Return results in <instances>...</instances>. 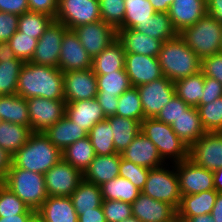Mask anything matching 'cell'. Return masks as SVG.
<instances>
[{
	"label": "cell",
	"mask_w": 222,
	"mask_h": 222,
	"mask_svg": "<svg viewBox=\"0 0 222 222\" xmlns=\"http://www.w3.org/2000/svg\"><path fill=\"white\" fill-rule=\"evenodd\" d=\"M30 222H41L38 216L36 215Z\"/></svg>",
	"instance_id": "66"
},
{
	"label": "cell",
	"mask_w": 222,
	"mask_h": 222,
	"mask_svg": "<svg viewBox=\"0 0 222 222\" xmlns=\"http://www.w3.org/2000/svg\"><path fill=\"white\" fill-rule=\"evenodd\" d=\"M44 134L61 152L70 144L88 136V132L72 122L67 116L62 117Z\"/></svg>",
	"instance_id": "27"
},
{
	"label": "cell",
	"mask_w": 222,
	"mask_h": 222,
	"mask_svg": "<svg viewBox=\"0 0 222 222\" xmlns=\"http://www.w3.org/2000/svg\"><path fill=\"white\" fill-rule=\"evenodd\" d=\"M110 122L105 119L96 123L88 133L96 155H111L117 153L113 142V132Z\"/></svg>",
	"instance_id": "40"
},
{
	"label": "cell",
	"mask_w": 222,
	"mask_h": 222,
	"mask_svg": "<svg viewBox=\"0 0 222 222\" xmlns=\"http://www.w3.org/2000/svg\"><path fill=\"white\" fill-rule=\"evenodd\" d=\"M48 196L70 197L83 180V173L61 158L45 174Z\"/></svg>",
	"instance_id": "10"
},
{
	"label": "cell",
	"mask_w": 222,
	"mask_h": 222,
	"mask_svg": "<svg viewBox=\"0 0 222 222\" xmlns=\"http://www.w3.org/2000/svg\"><path fill=\"white\" fill-rule=\"evenodd\" d=\"M171 127L188 147L206 133L197 107L190 106L186 109L182 115L171 123Z\"/></svg>",
	"instance_id": "29"
},
{
	"label": "cell",
	"mask_w": 222,
	"mask_h": 222,
	"mask_svg": "<svg viewBox=\"0 0 222 222\" xmlns=\"http://www.w3.org/2000/svg\"><path fill=\"white\" fill-rule=\"evenodd\" d=\"M97 95L119 97L131 87L129 77L125 70L108 72L104 75H96Z\"/></svg>",
	"instance_id": "39"
},
{
	"label": "cell",
	"mask_w": 222,
	"mask_h": 222,
	"mask_svg": "<svg viewBox=\"0 0 222 222\" xmlns=\"http://www.w3.org/2000/svg\"><path fill=\"white\" fill-rule=\"evenodd\" d=\"M202 125L206 132H219L222 128V97L205 105L197 106Z\"/></svg>",
	"instance_id": "45"
},
{
	"label": "cell",
	"mask_w": 222,
	"mask_h": 222,
	"mask_svg": "<svg viewBox=\"0 0 222 222\" xmlns=\"http://www.w3.org/2000/svg\"><path fill=\"white\" fill-rule=\"evenodd\" d=\"M115 115L142 122L145 117L137 87L131 86L119 96Z\"/></svg>",
	"instance_id": "43"
},
{
	"label": "cell",
	"mask_w": 222,
	"mask_h": 222,
	"mask_svg": "<svg viewBox=\"0 0 222 222\" xmlns=\"http://www.w3.org/2000/svg\"><path fill=\"white\" fill-rule=\"evenodd\" d=\"M206 11L222 24V0H206Z\"/></svg>",
	"instance_id": "58"
},
{
	"label": "cell",
	"mask_w": 222,
	"mask_h": 222,
	"mask_svg": "<svg viewBox=\"0 0 222 222\" xmlns=\"http://www.w3.org/2000/svg\"><path fill=\"white\" fill-rule=\"evenodd\" d=\"M19 16L0 11V46L3 48L18 29Z\"/></svg>",
	"instance_id": "52"
},
{
	"label": "cell",
	"mask_w": 222,
	"mask_h": 222,
	"mask_svg": "<svg viewBox=\"0 0 222 222\" xmlns=\"http://www.w3.org/2000/svg\"><path fill=\"white\" fill-rule=\"evenodd\" d=\"M36 215L41 222H78V214L70 197L48 196Z\"/></svg>",
	"instance_id": "25"
},
{
	"label": "cell",
	"mask_w": 222,
	"mask_h": 222,
	"mask_svg": "<svg viewBox=\"0 0 222 222\" xmlns=\"http://www.w3.org/2000/svg\"><path fill=\"white\" fill-rule=\"evenodd\" d=\"M62 158V152L44 133H32L28 141L12 156V163L25 170L45 174Z\"/></svg>",
	"instance_id": "3"
},
{
	"label": "cell",
	"mask_w": 222,
	"mask_h": 222,
	"mask_svg": "<svg viewBox=\"0 0 222 222\" xmlns=\"http://www.w3.org/2000/svg\"><path fill=\"white\" fill-rule=\"evenodd\" d=\"M125 71L131 86L138 87L163 77L158 57L136 53L125 54Z\"/></svg>",
	"instance_id": "17"
},
{
	"label": "cell",
	"mask_w": 222,
	"mask_h": 222,
	"mask_svg": "<svg viewBox=\"0 0 222 222\" xmlns=\"http://www.w3.org/2000/svg\"><path fill=\"white\" fill-rule=\"evenodd\" d=\"M32 133L30 126L2 121L0 147L13 156L28 141Z\"/></svg>",
	"instance_id": "34"
},
{
	"label": "cell",
	"mask_w": 222,
	"mask_h": 222,
	"mask_svg": "<svg viewBox=\"0 0 222 222\" xmlns=\"http://www.w3.org/2000/svg\"><path fill=\"white\" fill-rule=\"evenodd\" d=\"M92 68V58L88 55L73 30H67L61 44L58 69L64 72Z\"/></svg>",
	"instance_id": "18"
},
{
	"label": "cell",
	"mask_w": 222,
	"mask_h": 222,
	"mask_svg": "<svg viewBox=\"0 0 222 222\" xmlns=\"http://www.w3.org/2000/svg\"><path fill=\"white\" fill-rule=\"evenodd\" d=\"M0 11L20 16L30 11L28 0H0Z\"/></svg>",
	"instance_id": "55"
},
{
	"label": "cell",
	"mask_w": 222,
	"mask_h": 222,
	"mask_svg": "<svg viewBox=\"0 0 222 222\" xmlns=\"http://www.w3.org/2000/svg\"><path fill=\"white\" fill-rule=\"evenodd\" d=\"M78 222H107L102 206L91 209L89 211H82L78 215Z\"/></svg>",
	"instance_id": "57"
},
{
	"label": "cell",
	"mask_w": 222,
	"mask_h": 222,
	"mask_svg": "<svg viewBox=\"0 0 222 222\" xmlns=\"http://www.w3.org/2000/svg\"><path fill=\"white\" fill-rule=\"evenodd\" d=\"M31 12L43 13L55 19L58 9V0H28Z\"/></svg>",
	"instance_id": "54"
},
{
	"label": "cell",
	"mask_w": 222,
	"mask_h": 222,
	"mask_svg": "<svg viewBox=\"0 0 222 222\" xmlns=\"http://www.w3.org/2000/svg\"><path fill=\"white\" fill-rule=\"evenodd\" d=\"M119 97H109L104 95H96V100L101 106L106 117L116 114Z\"/></svg>",
	"instance_id": "56"
},
{
	"label": "cell",
	"mask_w": 222,
	"mask_h": 222,
	"mask_svg": "<svg viewBox=\"0 0 222 222\" xmlns=\"http://www.w3.org/2000/svg\"><path fill=\"white\" fill-rule=\"evenodd\" d=\"M24 62L13 55L0 52V94H16L18 77Z\"/></svg>",
	"instance_id": "31"
},
{
	"label": "cell",
	"mask_w": 222,
	"mask_h": 222,
	"mask_svg": "<svg viewBox=\"0 0 222 222\" xmlns=\"http://www.w3.org/2000/svg\"><path fill=\"white\" fill-rule=\"evenodd\" d=\"M200 71L222 84V52L201 59Z\"/></svg>",
	"instance_id": "51"
},
{
	"label": "cell",
	"mask_w": 222,
	"mask_h": 222,
	"mask_svg": "<svg viewBox=\"0 0 222 222\" xmlns=\"http://www.w3.org/2000/svg\"><path fill=\"white\" fill-rule=\"evenodd\" d=\"M121 222H141V221L137 217L132 216L130 218L124 219Z\"/></svg>",
	"instance_id": "65"
},
{
	"label": "cell",
	"mask_w": 222,
	"mask_h": 222,
	"mask_svg": "<svg viewBox=\"0 0 222 222\" xmlns=\"http://www.w3.org/2000/svg\"><path fill=\"white\" fill-rule=\"evenodd\" d=\"M66 103L96 98L98 87L92 68L63 73Z\"/></svg>",
	"instance_id": "16"
},
{
	"label": "cell",
	"mask_w": 222,
	"mask_h": 222,
	"mask_svg": "<svg viewBox=\"0 0 222 222\" xmlns=\"http://www.w3.org/2000/svg\"><path fill=\"white\" fill-rule=\"evenodd\" d=\"M0 117L2 121L30 126L27 100L17 94L0 95Z\"/></svg>",
	"instance_id": "32"
},
{
	"label": "cell",
	"mask_w": 222,
	"mask_h": 222,
	"mask_svg": "<svg viewBox=\"0 0 222 222\" xmlns=\"http://www.w3.org/2000/svg\"><path fill=\"white\" fill-rule=\"evenodd\" d=\"M120 154L122 158L149 169L158 168L167 163L160 156L154 143L141 131Z\"/></svg>",
	"instance_id": "20"
},
{
	"label": "cell",
	"mask_w": 222,
	"mask_h": 222,
	"mask_svg": "<svg viewBox=\"0 0 222 222\" xmlns=\"http://www.w3.org/2000/svg\"><path fill=\"white\" fill-rule=\"evenodd\" d=\"M189 107L190 106L180 97L174 95L170 101L159 111L155 119L171 125V123L180 115H182L183 112Z\"/></svg>",
	"instance_id": "50"
},
{
	"label": "cell",
	"mask_w": 222,
	"mask_h": 222,
	"mask_svg": "<svg viewBox=\"0 0 222 222\" xmlns=\"http://www.w3.org/2000/svg\"><path fill=\"white\" fill-rule=\"evenodd\" d=\"M102 208L107 222H121L133 216L130 203L119 200H104Z\"/></svg>",
	"instance_id": "49"
},
{
	"label": "cell",
	"mask_w": 222,
	"mask_h": 222,
	"mask_svg": "<svg viewBox=\"0 0 222 222\" xmlns=\"http://www.w3.org/2000/svg\"><path fill=\"white\" fill-rule=\"evenodd\" d=\"M178 35L200 59L221 52L222 24L207 13Z\"/></svg>",
	"instance_id": "4"
},
{
	"label": "cell",
	"mask_w": 222,
	"mask_h": 222,
	"mask_svg": "<svg viewBox=\"0 0 222 222\" xmlns=\"http://www.w3.org/2000/svg\"><path fill=\"white\" fill-rule=\"evenodd\" d=\"M214 189L222 192V167L213 171Z\"/></svg>",
	"instance_id": "63"
},
{
	"label": "cell",
	"mask_w": 222,
	"mask_h": 222,
	"mask_svg": "<svg viewBox=\"0 0 222 222\" xmlns=\"http://www.w3.org/2000/svg\"><path fill=\"white\" fill-rule=\"evenodd\" d=\"M171 222H183V221L177 217V218H175V219H174L173 221H171Z\"/></svg>",
	"instance_id": "67"
},
{
	"label": "cell",
	"mask_w": 222,
	"mask_h": 222,
	"mask_svg": "<svg viewBox=\"0 0 222 222\" xmlns=\"http://www.w3.org/2000/svg\"><path fill=\"white\" fill-rule=\"evenodd\" d=\"M72 30L92 59L117 38V30L102 20Z\"/></svg>",
	"instance_id": "15"
},
{
	"label": "cell",
	"mask_w": 222,
	"mask_h": 222,
	"mask_svg": "<svg viewBox=\"0 0 222 222\" xmlns=\"http://www.w3.org/2000/svg\"><path fill=\"white\" fill-rule=\"evenodd\" d=\"M101 20L116 30L123 24L125 16L124 0H99Z\"/></svg>",
	"instance_id": "47"
},
{
	"label": "cell",
	"mask_w": 222,
	"mask_h": 222,
	"mask_svg": "<svg viewBox=\"0 0 222 222\" xmlns=\"http://www.w3.org/2000/svg\"><path fill=\"white\" fill-rule=\"evenodd\" d=\"M30 129L34 133H44L65 116L66 101L42 97L27 99Z\"/></svg>",
	"instance_id": "9"
},
{
	"label": "cell",
	"mask_w": 222,
	"mask_h": 222,
	"mask_svg": "<svg viewBox=\"0 0 222 222\" xmlns=\"http://www.w3.org/2000/svg\"><path fill=\"white\" fill-rule=\"evenodd\" d=\"M56 21L69 30L101 20L99 0H58Z\"/></svg>",
	"instance_id": "8"
},
{
	"label": "cell",
	"mask_w": 222,
	"mask_h": 222,
	"mask_svg": "<svg viewBox=\"0 0 222 222\" xmlns=\"http://www.w3.org/2000/svg\"><path fill=\"white\" fill-rule=\"evenodd\" d=\"M121 154L96 155L89 167L83 173V179L87 182L102 185L119 176Z\"/></svg>",
	"instance_id": "24"
},
{
	"label": "cell",
	"mask_w": 222,
	"mask_h": 222,
	"mask_svg": "<svg viewBox=\"0 0 222 222\" xmlns=\"http://www.w3.org/2000/svg\"><path fill=\"white\" fill-rule=\"evenodd\" d=\"M140 131L154 143L165 162L171 159L173 164L188 159V145L177 136L170 124L144 118Z\"/></svg>",
	"instance_id": "6"
},
{
	"label": "cell",
	"mask_w": 222,
	"mask_h": 222,
	"mask_svg": "<svg viewBox=\"0 0 222 222\" xmlns=\"http://www.w3.org/2000/svg\"><path fill=\"white\" fill-rule=\"evenodd\" d=\"M37 42L38 39L17 30L2 49L25 63L32 59Z\"/></svg>",
	"instance_id": "42"
},
{
	"label": "cell",
	"mask_w": 222,
	"mask_h": 222,
	"mask_svg": "<svg viewBox=\"0 0 222 222\" xmlns=\"http://www.w3.org/2000/svg\"><path fill=\"white\" fill-rule=\"evenodd\" d=\"M149 170V168L136 165L133 162L121 157L119 176L128 179L140 191H142L145 186Z\"/></svg>",
	"instance_id": "48"
},
{
	"label": "cell",
	"mask_w": 222,
	"mask_h": 222,
	"mask_svg": "<svg viewBox=\"0 0 222 222\" xmlns=\"http://www.w3.org/2000/svg\"><path fill=\"white\" fill-rule=\"evenodd\" d=\"M172 167L170 170V167L167 168L164 164L158 168L150 169L141 192L155 200L167 202L178 209L182 195L175 164Z\"/></svg>",
	"instance_id": "7"
},
{
	"label": "cell",
	"mask_w": 222,
	"mask_h": 222,
	"mask_svg": "<svg viewBox=\"0 0 222 222\" xmlns=\"http://www.w3.org/2000/svg\"><path fill=\"white\" fill-rule=\"evenodd\" d=\"M125 54L121 41L116 38L92 59V70L96 75L125 70Z\"/></svg>",
	"instance_id": "28"
},
{
	"label": "cell",
	"mask_w": 222,
	"mask_h": 222,
	"mask_svg": "<svg viewBox=\"0 0 222 222\" xmlns=\"http://www.w3.org/2000/svg\"><path fill=\"white\" fill-rule=\"evenodd\" d=\"M16 94L26 100L32 97L64 100L63 72L58 68L25 62L18 77Z\"/></svg>",
	"instance_id": "1"
},
{
	"label": "cell",
	"mask_w": 222,
	"mask_h": 222,
	"mask_svg": "<svg viewBox=\"0 0 222 222\" xmlns=\"http://www.w3.org/2000/svg\"><path fill=\"white\" fill-rule=\"evenodd\" d=\"M54 19L38 12H25L19 16L18 31L39 39Z\"/></svg>",
	"instance_id": "44"
},
{
	"label": "cell",
	"mask_w": 222,
	"mask_h": 222,
	"mask_svg": "<svg viewBox=\"0 0 222 222\" xmlns=\"http://www.w3.org/2000/svg\"><path fill=\"white\" fill-rule=\"evenodd\" d=\"M215 189L192 195H182L177 217L183 222L188 217L210 214L217 197Z\"/></svg>",
	"instance_id": "26"
},
{
	"label": "cell",
	"mask_w": 222,
	"mask_h": 222,
	"mask_svg": "<svg viewBox=\"0 0 222 222\" xmlns=\"http://www.w3.org/2000/svg\"><path fill=\"white\" fill-rule=\"evenodd\" d=\"M117 38L126 53L143 54L158 57L164 41L148 36L130 28H118Z\"/></svg>",
	"instance_id": "23"
},
{
	"label": "cell",
	"mask_w": 222,
	"mask_h": 222,
	"mask_svg": "<svg viewBox=\"0 0 222 222\" xmlns=\"http://www.w3.org/2000/svg\"><path fill=\"white\" fill-rule=\"evenodd\" d=\"M95 156V150L88 136L70 144L62 151V158L82 173L89 167Z\"/></svg>",
	"instance_id": "37"
},
{
	"label": "cell",
	"mask_w": 222,
	"mask_h": 222,
	"mask_svg": "<svg viewBox=\"0 0 222 222\" xmlns=\"http://www.w3.org/2000/svg\"><path fill=\"white\" fill-rule=\"evenodd\" d=\"M206 13V0H174L169 7L168 16L179 33L185 27L194 25Z\"/></svg>",
	"instance_id": "21"
},
{
	"label": "cell",
	"mask_w": 222,
	"mask_h": 222,
	"mask_svg": "<svg viewBox=\"0 0 222 222\" xmlns=\"http://www.w3.org/2000/svg\"><path fill=\"white\" fill-rule=\"evenodd\" d=\"M131 207L133 216L141 222H171L177 218V209L174 206L155 200L142 192Z\"/></svg>",
	"instance_id": "19"
},
{
	"label": "cell",
	"mask_w": 222,
	"mask_h": 222,
	"mask_svg": "<svg viewBox=\"0 0 222 222\" xmlns=\"http://www.w3.org/2000/svg\"><path fill=\"white\" fill-rule=\"evenodd\" d=\"M175 95L180 97L191 107H197L202 98L204 90V75L198 73L179 79L174 82Z\"/></svg>",
	"instance_id": "38"
},
{
	"label": "cell",
	"mask_w": 222,
	"mask_h": 222,
	"mask_svg": "<svg viewBox=\"0 0 222 222\" xmlns=\"http://www.w3.org/2000/svg\"><path fill=\"white\" fill-rule=\"evenodd\" d=\"M188 158L207 170L222 167V135L219 132H206L188 149Z\"/></svg>",
	"instance_id": "12"
},
{
	"label": "cell",
	"mask_w": 222,
	"mask_h": 222,
	"mask_svg": "<svg viewBox=\"0 0 222 222\" xmlns=\"http://www.w3.org/2000/svg\"><path fill=\"white\" fill-rule=\"evenodd\" d=\"M67 30L68 28L64 24L53 20L38 39L30 61L37 65L58 68L61 44Z\"/></svg>",
	"instance_id": "11"
},
{
	"label": "cell",
	"mask_w": 222,
	"mask_h": 222,
	"mask_svg": "<svg viewBox=\"0 0 222 222\" xmlns=\"http://www.w3.org/2000/svg\"><path fill=\"white\" fill-rule=\"evenodd\" d=\"M173 164L176 167L181 195L214 189L213 171L198 166L189 158Z\"/></svg>",
	"instance_id": "13"
},
{
	"label": "cell",
	"mask_w": 222,
	"mask_h": 222,
	"mask_svg": "<svg viewBox=\"0 0 222 222\" xmlns=\"http://www.w3.org/2000/svg\"><path fill=\"white\" fill-rule=\"evenodd\" d=\"M210 215L215 219V222H222V192L217 193L216 201Z\"/></svg>",
	"instance_id": "61"
},
{
	"label": "cell",
	"mask_w": 222,
	"mask_h": 222,
	"mask_svg": "<svg viewBox=\"0 0 222 222\" xmlns=\"http://www.w3.org/2000/svg\"><path fill=\"white\" fill-rule=\"evenodd\" d=\"M125 16L119 28L133 29L156 13L149 0H124Z\"/></svg>",
	"instance_id": "41"
},
{
	"label": "cell",
	"mask_w": 222,
	"mask_h": 222,
	"mask_svg": "<svg viewBox=\"0 0 222 222\" xmlns=\"http://www.w3.org/2000/svg\"><path fill=\"white\" fill-rule=\"evenodd\" d=\"M145 118H155L175 95L174 82L165 76L137 87Z\"/></svg>",
	"instance_id": "14"
},
{
	"label": "cell",
	"mask_w": 222,
	"mask_h": 222,
	"mask_svg": "<svg viewBox=\"0 0 222 222\" xmlns=\"http://www.w3.org/2000/svg\"><path fill=\"white\" fill-rule=\"evenodd\" d=\"M12 166V155L0 147V182L6 177Z\"/></svg>",
	"instance_id": "59"
},
{
	"label": "cell",
	"mask_w": 222,
	"mask_h": 222,
	"mask_svg": "<svg viewBox=\"0 0 222 222\" xmlns=\"http://www.w3.org/2000/svg\"><path fill=\"white\" fill-rule=\"evenodd\" d=\"M174 0H149L156 12H168Z\"/></svg>",
	"instance_id": "62"
},
{
	"label": "cell",
	"mask_w": 222,
	"mask_h": 222,
	"mask_svg": "<svg viewBox=\"0 0 222 222\" xmlns=\"http://www.w3.org/2000/svg\"><path fill=\"white\" fill-rule=\"evenodd\" d=\"M158 60L163 76L172 82L198 73L201 67V59L179 35L163 42Z\"/></svg>",
	"instance_id": "2"
},
{
	"label": "cell",
	"mask_w": 222,
	"mask_h": 222,
	"mask_svg": "<svg viewBox=\"0 0 222 222\" xmlns=\"http://www.w3.org/2000/svg\"><path fill=\"white\" fill-rule=\"evenodd\" d=\"M184 222H215L210 214L188 217Z\"/></svg>",
	"instance_id": "64"
},
{
	"label": "cell",
	"mask_w": 222,
	"mask_h": 222,
	"mask_svg": "<svg viewBox=\"0 0 222 222\" xmlns=\"http://www.w3.org/2000/svg\"><path fill=\"white\" fill-rule=\"evenodd\" d=\"M111 125L113 142L117 153L124 151L141 130V123L135 119L112 115L106 118Z\"/></svg>",
	"instance_id": "30"
},
{
	"label": "cell",
	"mask_w": 222,
	"mask_h": 222,
	"mask_svg": "<svg viewBox=\"0 0 222 222\" xmlns=\"http://www.w3.org/2000/svg\"><path fill=\"white\" fill-rule=\"evenodd\" d=\"M104 200H119L132 204L141 191L128 179L116 177L100 185Z\"/></svg>",
	"instance_id": "36"
},
{
	"label": "cell",
	"mask_w": 222,
	"mask_h": 222,
	"mask_svg": "<svg viewBox=\"0 0 222 222\" xmlns=\"http://www.w3.org/2000/svg\"><path fill=\"white\" fill-rule=\"evenodd\" d=\"M133 29L164 42L178 35L168 16V12H156L150 19L137 24Z\"/></svg>",
	"instance_id": "33"
},
{
	"label": "cell",
	"mask_w": 222,
	"mask_h": 222,
	"mask_svg": "<svg viewBox=\"0 0 222 222\" xmlns=\"http://www.w3.org/2000/svg\"><path fill=\"white\" fill-rule=\"evenodd\" d=\"M199 105H205L222 97V84L216 79L204 76V90Z\"/></svg>",
	"instance_id": "53"
},
{
	"label": "cell",
	"mask_w": 222,
	"mask_h": 222,
	"mask_svg": "<svg viewBox=\"0 0 222 222\" xmlns=\"http://www.w3.org/2000/svg\"><path fill=\"white\" fill-rule=\"evenodd\" d=\"M1 182L35 211L42 206L48 197L44 174L20 169L13 163Z\"/></svg>",
	"instance_id": "5"
},
{
	"label": "cell",
	"mask_w": 222,
	"mask_h": 222,
	"mask_svg": "<svg viewBox=\"0 0 222 222\" xmlns=\"http://www.w3.org/2000/svg\"><path fill=\"white\" fill-rule=\"evenodd\" d=\"M72 204L79 215L82 211H89L102 206V193L99 185L85 181L79 183L78 187L70 196Z\"/></svg>",
	"instance_id": "35"
},
{
	"label": "cell",
	"mask_w": 222,
	"mask_h": 222,
	"mask_svg": "<svg viewBox=\"0 0 222 222\" xmlns=\"http://www.w3.org/2000/svg\"><path fill=\"white\" fill-rule=\"evenodd\" d=\"M23 213H36V211L27 206L8 187L0 182V217Z\"/></svg>",
	"instance_id": "46"
},
{
	"label": "cell",
	"mask_w": 222,
	"mask_h": 222,
	"mask_svg": "<svg viewBox=\"0 0 222 222\" xmlns=\"http://www.w3.org/2000/svg\"><path fill=\"white\" fill-rule=\"evenodd\" d=\"M36 213H23L13 216L0 217V222H30Z\"/></svg>",
	"instance_id": "60"
},
{
	"label": "cell",
	"mask_w": 222,
	"mask_h": 222,
	"mask_svg": "<svg viewBox=\"0 0 222 222\" xmlns=\"http://www.w3.org/2000/svg\"><path fill=\"white\" fill-rule=\"evenodd\" d=\"M65 116L88 133L96 123L107 118L96 98L66 103Z\"/></svg>",
	"instance_id": "22"
}]
</instances>
